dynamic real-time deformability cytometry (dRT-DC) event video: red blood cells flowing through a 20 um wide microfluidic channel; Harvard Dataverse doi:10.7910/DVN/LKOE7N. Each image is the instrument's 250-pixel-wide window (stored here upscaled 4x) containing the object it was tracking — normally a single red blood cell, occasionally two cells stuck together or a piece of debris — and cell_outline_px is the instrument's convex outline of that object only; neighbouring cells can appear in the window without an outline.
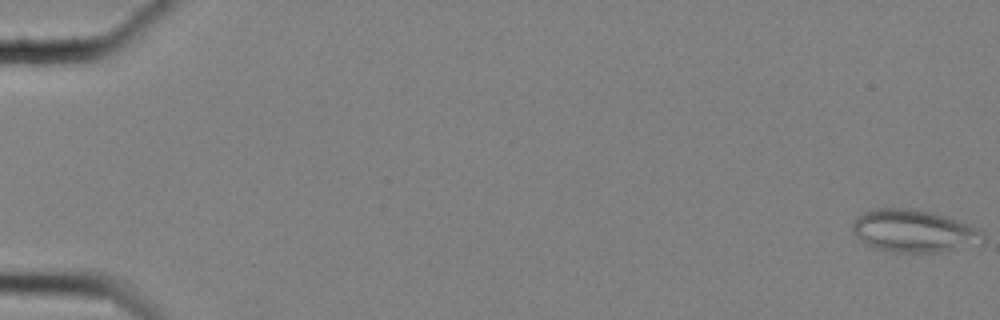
{"species": "common noctule bat (a hibernating species)", "species_latin": "Nyctalus noctula", "temperature_condition": "cold", "stored_images_in_passage": 59, "camera_frame_rate_fps": 3000, "um_per_image_px": 0.085, "animal": {"sex": "female", "body_mass_g": 25.1}, "frame": {"image": 1, "passage_image": 1, "time_ms": 0.0, "image_size_px": [1000, 320], "cell_outline_px": [[984, 240], [956, 248], [940, 252], [892, 252], [876, 248], [864, 244], [852, 232], [852, 224], [864, 212], [876, 208], [916, 208], [932, 212], [972, 224], [984, 232]], "centroid_in_image_um": [77.65, 19.62], "position_along_channel_um": 7.3, "area_um2": 32.25}}
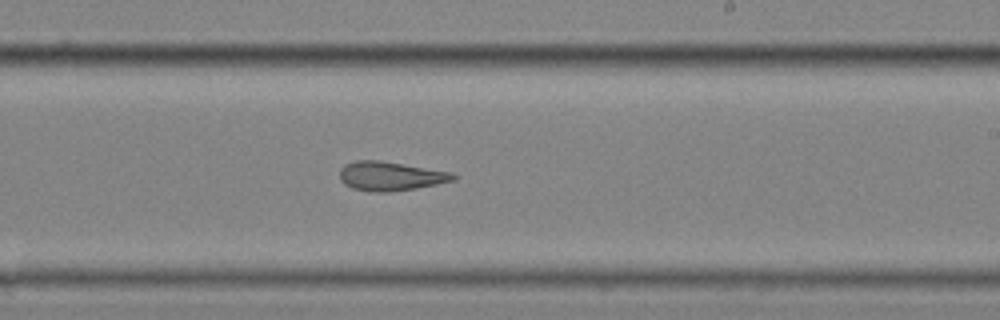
{"frame": {"image": 2, "passage_image": 37, "time_ms": 12.0, "image_size_px": [1000, 320], "cell_outline_px": [[456, 180], [416, 188], [388, 192], [372, 192], [352, 188], [344, 184], [340, 180], [340, 168], [344, 164], [356, 160], [380, 160], [452, 172], [456, 176]], "centroid_in_image_um": [33.16, 14.96], "position_along_channel_um": 255.8, "area_um2": 19.31}}
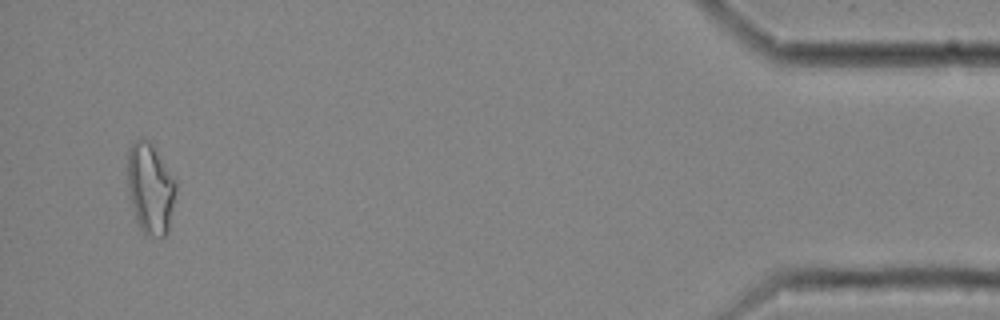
{"frame": {"image": 3, "passage_image": 57, "time_ms": 18.667, "image_size_px": [1000, 320], "cell_outline_px": [[176, 192], [168, 232], [160, 240], [144, 236], [136, 220], [128, 196], [128, 148], [132, 140], [140, 136], [144, 136], [152, 140], [176, 176]], "centroid_in_image_um": [12.79, 15.96], "position_along_channel_um": 422.4, "area_um2": 27.17}, "authors_computed_cell_mechanics": {"area_um2": 22.542, "velocity_mm_per_s": 3.5297, "shape_relaxation_time_tau1_ms": null, "shape_relaxation_time_tau2_ms": 4.3268, "deformation_change_tau1": null, "deformation_change_tau2": 0.1414}}